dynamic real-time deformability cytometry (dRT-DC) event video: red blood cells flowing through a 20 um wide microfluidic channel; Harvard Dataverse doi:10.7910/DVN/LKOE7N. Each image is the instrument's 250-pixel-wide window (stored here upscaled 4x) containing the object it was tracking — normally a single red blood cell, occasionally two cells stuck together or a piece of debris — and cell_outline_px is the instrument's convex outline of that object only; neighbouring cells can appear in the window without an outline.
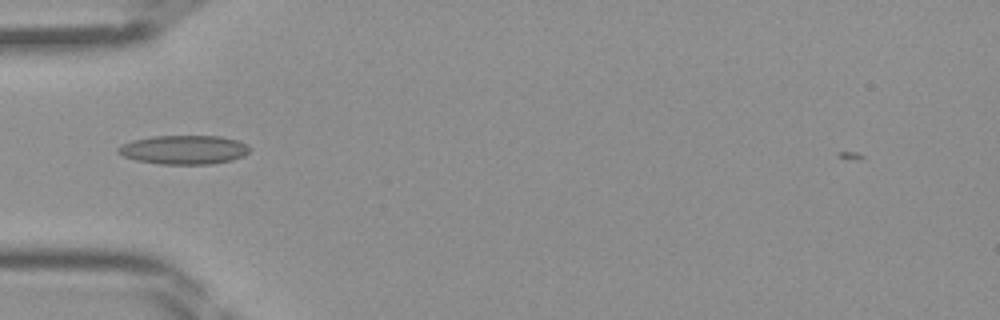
{"species": "Egyptian fruit bat (a non-hibernating species)", "species_latin": "Rousettus aegyptiacus", "temperature_condition": "room temperature", "stored_images_in_passage": 32, "camera_frame_rate_fps": 3000, "um_per_image_px": 0.085, "frame": {"image": 1, "passage_image": 5, "time_ms": 1.333, "image_size_px": [1000, 320], "cell_outline_px": [[252, 148], [244, 156], [232, 160], [212, 164], [160, 164], [136, 160], [124, 156], [116, 152], [116, 148], [132, 140], [152, 136], [220, 136], [236, 140], [248, 144]], "centroid_in_image_um": [15.65, 12.73], "position_along_channel_um": 69.3, "area_um2": 22.31}}
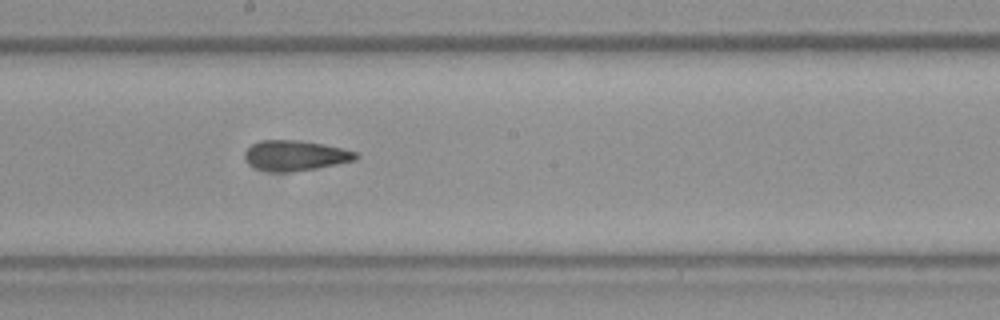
{"frame": {"image": 2, "passage_image": 15, "time_ms": 4.667, "image_size_px": [1000, 320], "cell_outline_px": [[360, 156], [356, 160], [316, 168], [284, 172], [268, 172], [256, 168], [248, 164], [244, 156], [244, 152], [252, 144], [260, 140], [300, 140], [324, 144], [344, 148], [356, 152]], "centroid_in_image_um": [25.09, 13.21], "position_along_channel_um": 223.1, "area_um2": 19.71}}
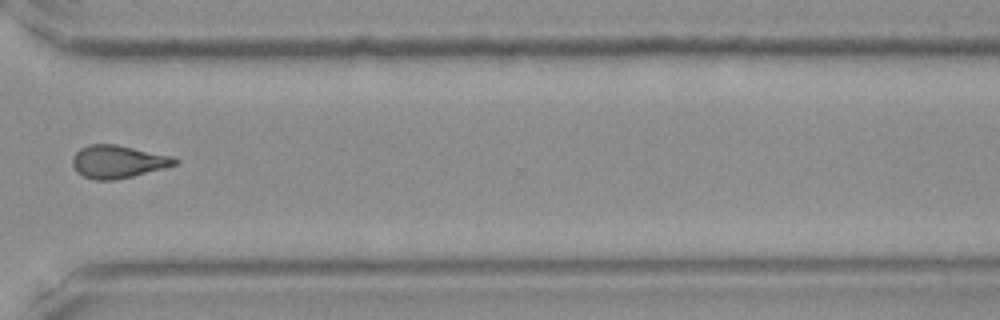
{"frame": {"image": 3, "passage_image": 24, "time_ms": 7.667, "image_size_px": [1000, 320], "cell_outline_px": [[180, 160], [176, 164], [164, 168], [116, 180], [96, 180], [84, 176], [76, 172], [72, 164], [72, 156], [80, 148], [88, 144], [116, 144], [172, 156]], "centroid_in_image_um": [10.0, 13.73], "position_along_channel_um": 360.6, "area_um2": 19.59}}